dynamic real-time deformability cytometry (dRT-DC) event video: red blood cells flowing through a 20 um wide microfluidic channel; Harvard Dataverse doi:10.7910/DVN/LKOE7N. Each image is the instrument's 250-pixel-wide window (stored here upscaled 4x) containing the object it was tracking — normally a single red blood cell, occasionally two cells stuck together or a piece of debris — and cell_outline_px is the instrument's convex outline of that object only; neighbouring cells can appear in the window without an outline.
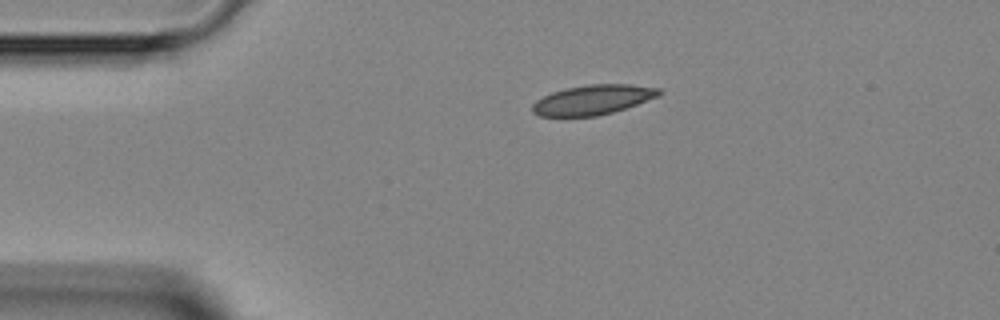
{"species": "Egyptian fruit bat (a non-hibernating species)", "species_latin": "Rousettus aegyptiacus", "temperature_condition": "room temperature", "stored_images_in_passage": 2, "camera_frame_rate_fps": 3000, "um_per_image_px": 0.085, "animal": {"sex": "female"}, "frame": {"image": 1, "passage_image": 1, "time_ms": 0.0, "image_size_px": [1000, 320], "cell_outline_px": [[664, 92], [660, 96], [612, 112], [596, 116], [540, 116], [532, 112], [532, 104], [536, 100], [552, 92], [564, 88], [588, 84], [632, 84], [660, 88]], "centroid_in_image_um": [50.41, 8.47], "position_along_channel_um": 34.6, "area_um2": 22.02}}